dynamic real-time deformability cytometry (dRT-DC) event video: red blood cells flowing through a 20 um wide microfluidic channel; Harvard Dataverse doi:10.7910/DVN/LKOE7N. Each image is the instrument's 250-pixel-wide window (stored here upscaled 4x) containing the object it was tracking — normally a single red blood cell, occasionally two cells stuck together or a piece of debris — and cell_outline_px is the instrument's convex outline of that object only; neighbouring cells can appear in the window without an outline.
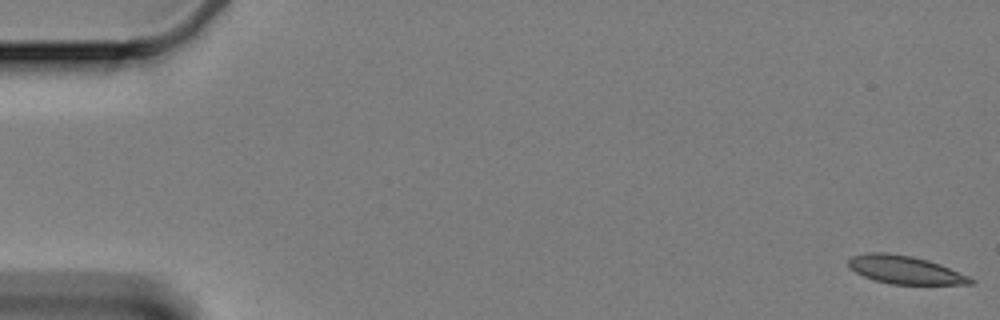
{"species": "Egyptian fruit bat (a non-hibernating species)", "species_latin": "Rousettus aegyptiacus", "temperature_condition": "cold", "stored_images_in_passage": 61, "camera_frame_rate_fps": 3000, "um_per_image_px": 0.085, "animal": {"sex": "female"}, "frame": {"image": 1, "passage_image": 1, "time_ms": 0.0, "image_size_px": [1000, 320], "cell_outline_px": [[976, 280], [972, 284], [892, 284], [872, 280], [848, 268], [848, 260], [852, 256], [868, 252], [888, 252], [912, 256], [928, 260], [940, 264], [968, 276]], "centroid_in_image_um": [76.89, 22.93], "position_along_channel_um": 8.1, "area_um2": 20.06}}
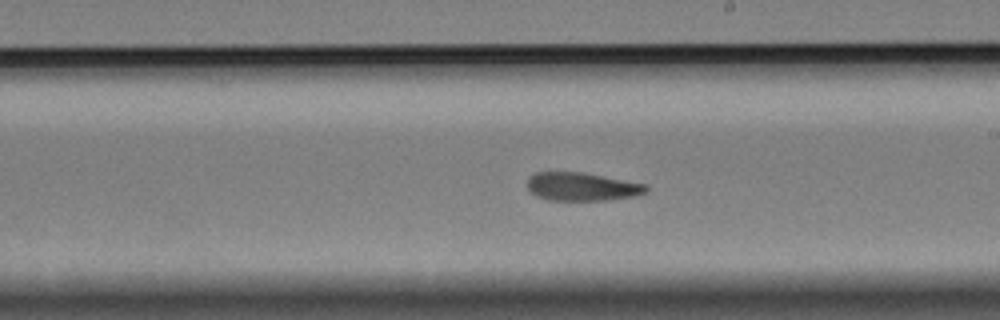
{"frame": {"image": 2, "passage_image": 35, "time_ms": 11.333, "image_size_px": [1000, 320], "cell_outline_px": [[648, 192], [632, 196], [608, 200], [548, 200], [536, 196], [528, 188], [528, 180], [536, 172], [584, 172], [648, 184]], "centroid_in_image_um": [49.51, 15.86], "position_along_channel_um": 239.5, "area_um2": 19.59}}
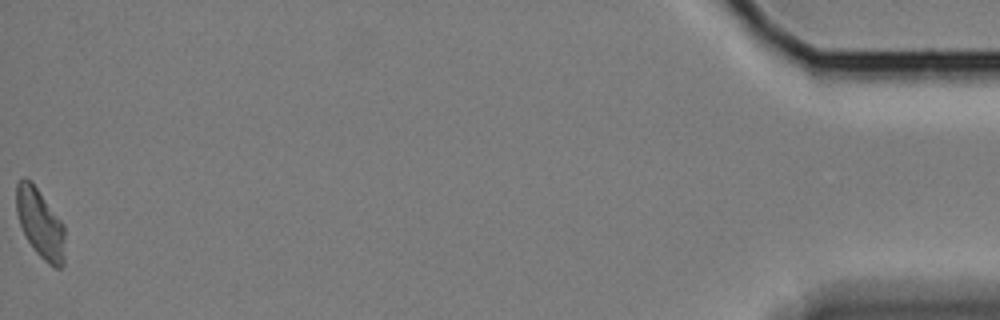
{"frame": {"image": 3, "passage_image": 61, "time_ms": 20.0, "image_size_px": [1000, 320], "cell_outline_px": [[64, 264], [60, 268], [56, 268], [48, 264], [36, 252], [28, 240], [20, 224], [16, 212], [16, 184], [24, 176], [32, 180], [64, 224]], "centroid_in_image_um": [3.42, 18.96], "position_along_channel_um": 431.8, "area_um2": 19.71}, "authors_computed_cell_mechanics": {"area_um2": 20.4034, "velocity_mm_per_s": 3.3043, "shape_relaxation_time_tau1_ms": null, "shape_relaxation_time_tau2_ms": 2.1515, "deformation_change_tau1": null, "deformation_change_tau2": 0.0881}}